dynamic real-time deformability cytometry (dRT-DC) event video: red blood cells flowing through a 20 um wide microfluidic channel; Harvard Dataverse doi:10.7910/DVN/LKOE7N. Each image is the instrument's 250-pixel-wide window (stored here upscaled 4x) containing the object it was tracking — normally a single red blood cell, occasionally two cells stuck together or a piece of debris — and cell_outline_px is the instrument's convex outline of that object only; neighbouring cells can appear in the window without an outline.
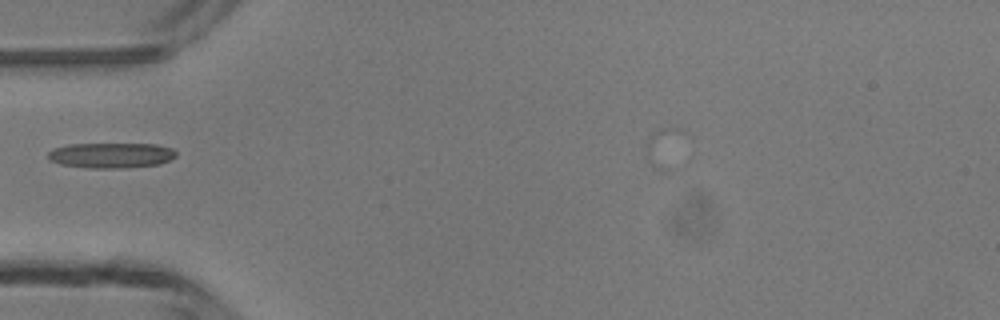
{"species": "common noctule bat (a hibernating species)", "species_latin": "Nyctalus noctula", "temperature_condition": "room temperature", "stored_images_in_passage": 2, "camera_frame_rate_fps": 3000, "um_per_image_px": 0.085, "animal": {"sex": "male", "body_mass_g": 13.3}, "frame": {"image": 1, "passage_image": 1, "time_ms": 0.0, "image_size_px": [1000, 320], "cell_outline_px": [[176, 156], [160, 164], [116, 168], [88, 168], [60, 164], [52, 160], [48, 156], [48, 152], [52, 148], [68, 144], [156, 144], [172, 148], [176, 152]], "centroid_in_image_um": [9.43, 13.19], "position_along_channel_um": 75.6, "area_um2": 18.79}}
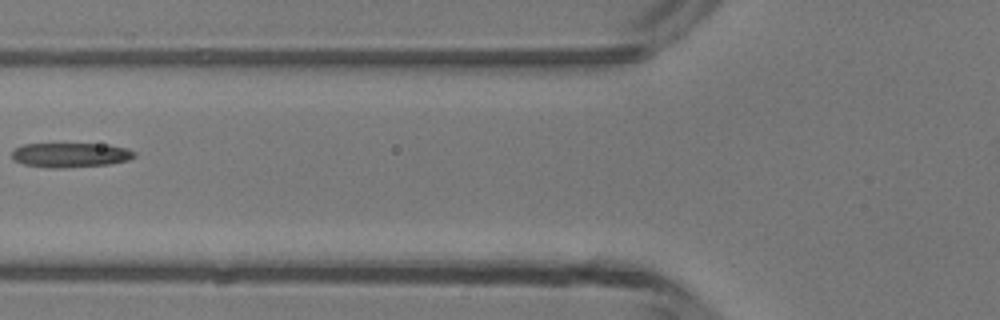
{"frame": {"image": 2, "passage_image": 2, "time_ms": 1.0, "image_size_px": [1000, 320], "cell_outline_px": [[136, 156], [128, 160], [108, 164], [64, 168], [52, 168], [24, 164], [12, 160], [12, 152], [16, 148], [24, 144], [108, 144], [128, 148], [136, 152]], "centroid_in_image_um": [6.02, 13.17], "position_along_channel_um": 119.8, "area_um2": 17.57}}